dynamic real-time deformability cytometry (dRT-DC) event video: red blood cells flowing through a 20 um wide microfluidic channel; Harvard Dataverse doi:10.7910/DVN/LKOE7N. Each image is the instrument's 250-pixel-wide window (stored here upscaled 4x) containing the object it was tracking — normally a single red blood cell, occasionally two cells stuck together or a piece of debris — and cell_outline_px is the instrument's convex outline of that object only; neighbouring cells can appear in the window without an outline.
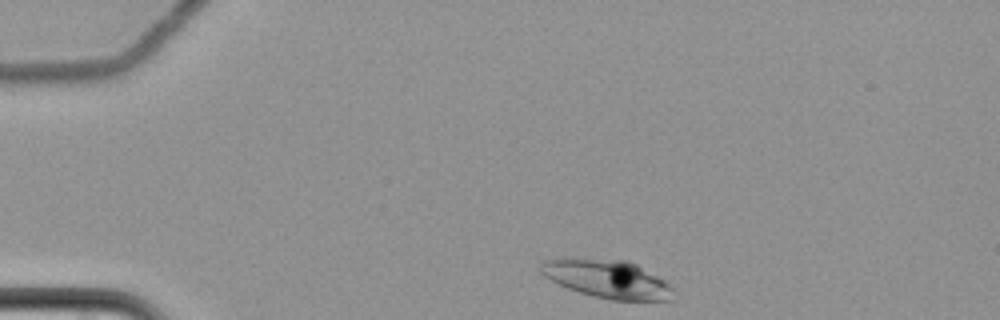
{"species": "common noctule bat (a hibernating species)", "species_latin": "Nyctalus noctula", "temperature_condition": "cold", "stored_images_in_passage": 43, "camera_frame_rate_fps": 3000, "um_per_image_px": 0.085, "animal": {"sex": "female", "body_mass_g": 22.7, "forearm_length_mm": 54.2}, "frame": {"image": 1, "passage_image": 1, "time_ms": 0.0, "image_size_px": [1000, 320], "cell_outline_px": [[676, 300], [612, 300], [580, 292], [568, 288], [544, 276], [540, 272], [540, 264], [544, 260], [628, 260], [636, 264], [664, 280], [676, 292]], "centroid_in_image_um": [51.72, 23.75], "position_along_channel_um": 33.3, "area_um2": 28.78}}
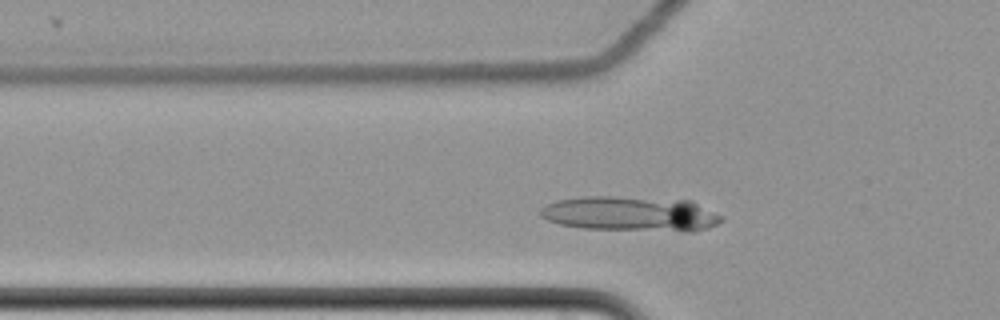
{"frame": {"image": 2, "passage_image": 10, "time_ms": 3.0, "image_size_px": [1000, 320], "cell_outline_px": [[724, 220], [708, 228], [692, 232], [680, 232], [580, 228], [560, 224], [548, 220], [540, 216], [540, 208], [556, 200], [584, 196], [616, 196], [692, 200], [724, 216]], "centroid_in_image_um": [53.66, 18.18], "position_along_channel_um": 72.1, "area_um2": 37.51}, "authors_computed_cell_mechanics": {"area_um2": 22.542, "velocity_mm_per_s": 3.4325, "shape_relaxation_time_tau1_ms": 10.1637, "shape_relaxation_time_tau2_ms": null, "deformation_change_tau1": null, "deformation_change_tau2": null}}